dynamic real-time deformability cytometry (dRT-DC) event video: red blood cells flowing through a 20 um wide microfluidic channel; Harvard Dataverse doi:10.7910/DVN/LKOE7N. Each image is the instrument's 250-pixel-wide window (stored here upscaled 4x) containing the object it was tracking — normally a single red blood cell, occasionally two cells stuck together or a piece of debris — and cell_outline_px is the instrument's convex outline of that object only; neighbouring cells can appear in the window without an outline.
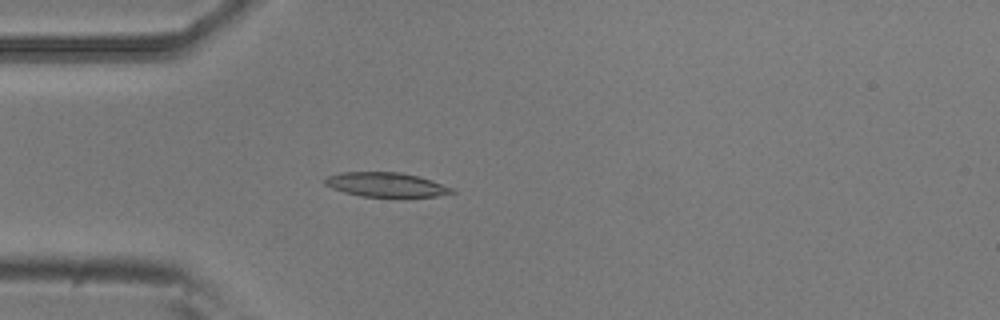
{"species": "common noctule bat (a hibernating species)", "species_latin": "Nyctalus noctula", "temperature_condition": "room temperature", "stored_images_in_passage": 40, "camera_frame_rate_fps": 3000, "um_per_image_px": 0.085, "animal": {"sex": "male", "body_mass_g": 20.5, "forearm_length_mm": 52.5}, "frame": {"image": 1, "passage_image": 1, "time_ms": 0.0, "image_size_px": [1000, 320], "cell_outline_px": [[456, 192], [436, 196], [360, 196], [344, 192], [332, 188], [324, 184], [324, 180], [328, 176], [340, 172], [400, 172], [432, 180], [452, 188]], "centroid_in_image_um": [32.78, 15.69], "position_along_channel_um": 52.2, "area_um2": 17.74}}
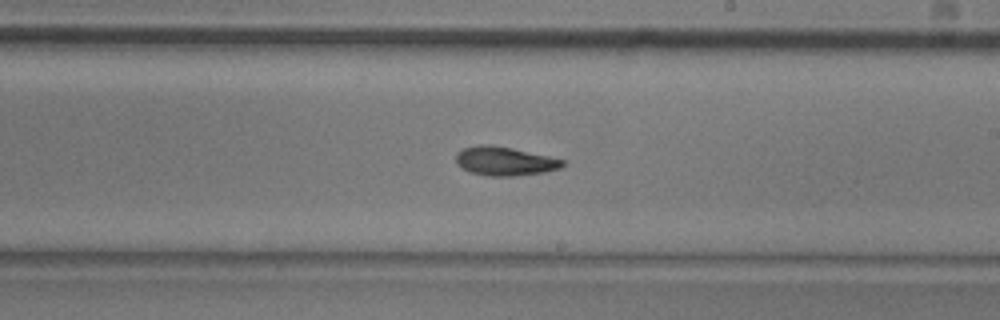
{"frame": {"image": 2, "passage_image": 17, "time_ms": 5.333, "image_size_px": [1000, 320], "cell_outline_px": [[564, 164], [560, 168], [544, 172], [516, 176], [488, 176], [468, 172], [456, 164], [456, 152], [464, 148], [476, 144], [488, 144], [512, 148], [548, 156], [564, 160]], "centroid_in_image_um": [42.85, 13.7], "position_along_channel_um": 246.2, "area_um2": 18.03}}
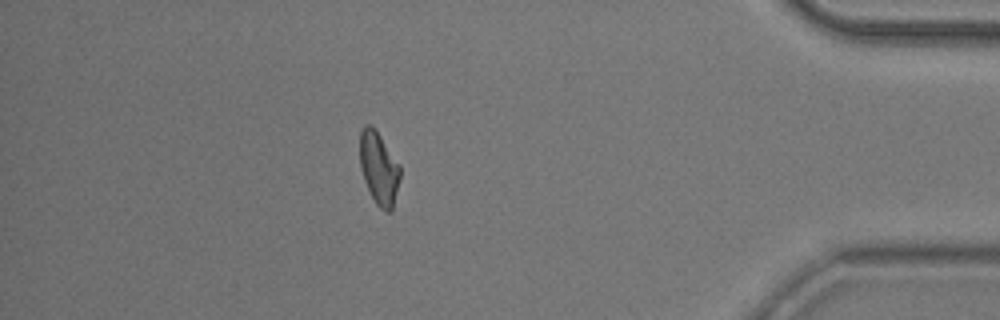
{"frame": {"image": 3, "passage_image": 33, "time_ms": 10.667, "image_size_px": [1000, 320], "cell_outline_px": [[400, 180], [392, 212], [384, 212], [376, 204], [364, 180], [360, 168], [360, 132], [364, 124], [372, 124], [376, 128], [400, 164]], "centroid_in_image_um": [32.22, 14.28], "position_along_channel_um": 403.0, "area_um2": 17.46}, "authors_computed_cell_mechanics": {"area_um2": 17.4845, "velocity_mm_per_s": 3.7653, "shape_relaxation_time_tau1_ms": 6.7046, "shape_relaxation_time_tau2_ms": null, "deformation_change_tau1": 0.1771, "deformation_change_tau2": null}}